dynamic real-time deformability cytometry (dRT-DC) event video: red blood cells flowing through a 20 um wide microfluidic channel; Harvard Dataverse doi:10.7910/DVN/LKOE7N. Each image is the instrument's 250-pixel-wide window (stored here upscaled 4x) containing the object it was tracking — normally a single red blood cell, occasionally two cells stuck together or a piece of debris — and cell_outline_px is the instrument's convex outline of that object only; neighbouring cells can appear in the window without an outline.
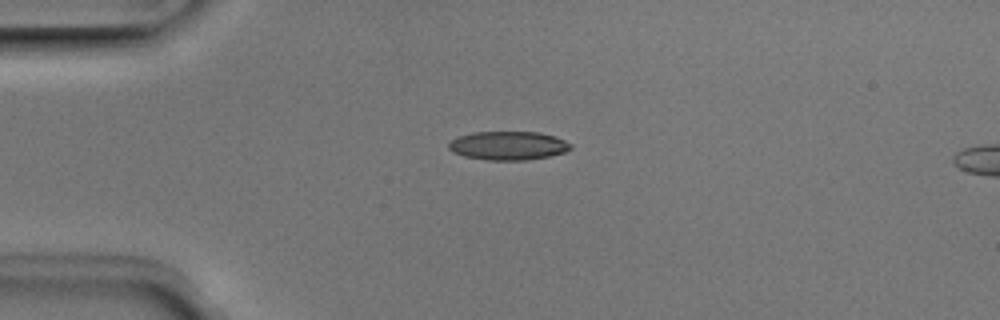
{"species": "Egyptian fruit bat (a non-hibernating species)", "species_latin": "Rousettus aegyptiacus", "temperature_condition": "room temperature", "stored_images_in_passage": 5, "camera_frame_rate_fps": 3000, "um_per_image_px": 0.085, "animal": {"sex": "male"}, "frame": {"image": 1, "passage_image": 1, "time_ms": 0.0, "image_size_px": [1000, 320], "cell_outline_px": [[572, 148], [564, 152], [548, 156], [524, 160], [488, 160], [464, 156], [452, 152], [448, 148], [448, 144], [452, 140], [460, 136], [472, 132], [536, 132], [556, 136], [572, 144]], "centroid_in_image_um": [43.2, 12.37], "position_along_channel_um": 41.8, "area_um2": 20.29}}
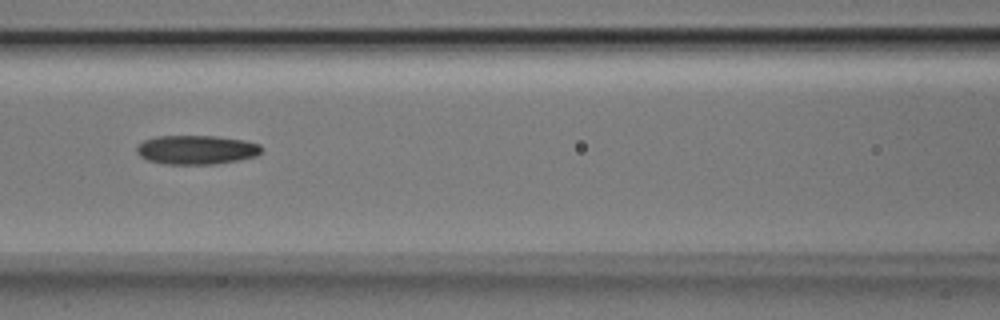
{"frame": {"image": 2, "passage_image": 4, "time_ms": 1.0, "image_size_px": [1000, 320], "cell_outline_px": [[264, 148], [256, 156], [216, 164], [164, 164], [148, 160], [140, 156], [136, 152], [136, 148], [144, 140], [156, 136], [216, 136], [244, 140], [260, 144]], "centroid_in_image_um": [16.7, 12.73], "position_along_channel_um": 149.9, "area_um2": 21.15}}
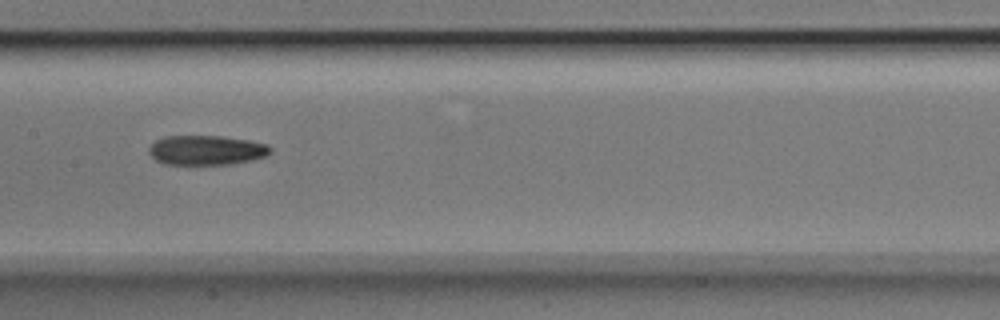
{"frame": {"image": 3, "passage_image": 5, "time_ms": 1.333, "image_size_px": [1000, 320], "cell_outline_px": [[272, 152], [264, 156], [252, 160], [232, 164], [164, 164], [156, 160], [148, 152], [148, 148], [156, 140], [164, 136], [220, 136], [248, 140], [268, 144], [272, 148]], "centroid_in_image_um": [17.55, 12.76], "position_along_channel_um": 189.9, "area_um2": 20.98}}